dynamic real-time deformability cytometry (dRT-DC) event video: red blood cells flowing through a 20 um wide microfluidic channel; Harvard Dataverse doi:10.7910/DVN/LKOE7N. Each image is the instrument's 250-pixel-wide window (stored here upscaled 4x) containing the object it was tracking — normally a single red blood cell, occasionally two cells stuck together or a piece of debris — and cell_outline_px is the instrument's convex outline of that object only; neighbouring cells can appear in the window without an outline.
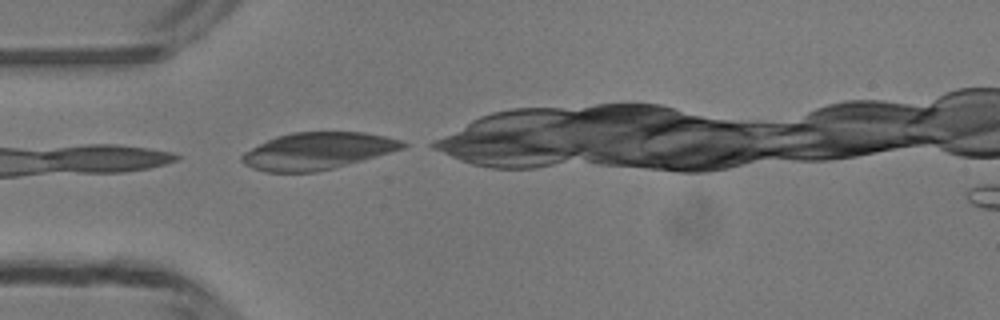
{"species": "common noctule bat (a hibernating species)", "species_latin": "Nyctalus noctula", "temperature_condition": "room temperature", "stored_images_in_passage": 8, "camera_frame_rate_fps": 3000, "um_per_image_px": 0.085, "animal": {"sex": "male", "body_mass_g": 13.3}, "frame": {"image": 1, "passage_image": 1, "time_ms": 0.0, "image_size_px": [1000, 320], "cell_outline_px": [[408, 144], [404, 148], [332, 168], [316, 172], [264, 172], [252, 168], [244, 164], [240, 160], [240, 156], [244, 152], [276, 136], [292, 132], [364, 132], [384, 136], [400, 140]], "centroid_in_image_um": [26.94, 12.83], "position_along_channel_um": 58.1, "area_um2": 34.28}}